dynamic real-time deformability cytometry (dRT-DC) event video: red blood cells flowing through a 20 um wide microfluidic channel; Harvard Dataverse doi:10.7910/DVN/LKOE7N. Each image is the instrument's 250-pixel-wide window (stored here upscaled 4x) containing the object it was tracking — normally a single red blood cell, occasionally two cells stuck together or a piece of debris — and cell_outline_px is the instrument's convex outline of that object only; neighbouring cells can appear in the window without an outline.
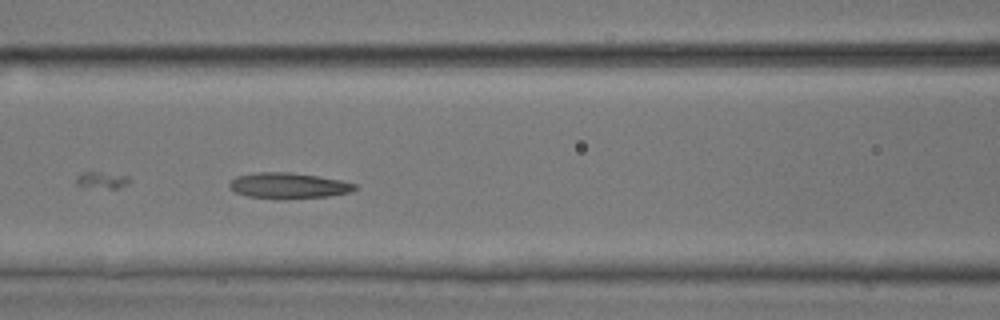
{"species": "common noctule bat (a hibernating species)", "species_latin": "Nyctalus noctula", "temperature_condition": "room temperature", "stored_images_in_passage": 18, "camera_frame_rate_fps": 3000, "um_per_image_px": 0.085, "animal": {"sex": "male", "body_mass_g": 17.9, "forearm_length_mm": 54.2}, "frame": {"image": 1, "passage_image": 8, "time_ms": 2.333, "image_size_px": [1000, 320], "cell_outline_px": [[356, 188], [352, 192], [328, 196], [280, 200], [248, 196], [236, 192], [228, 184], [236, 176], [256, 172], [288, 172], [316, 176], [340, 180], [356, 184]], "centroid_in_image_um": [24.52, 15.79], "position_along_channel_um": 142.1, "area_um2": 18.84}}
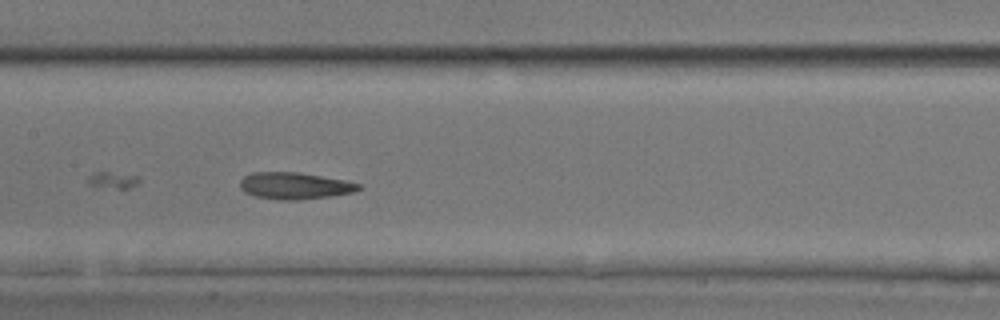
{"frame": {"image": 2, "passage_image": 11, "time_ms": 3.333, "image_size_px": [1000, 320], "cell_outline_px": [[360, 188], [352, 192], [328, 196], [300, 200], [280, 200], [256, 196], [244, 192], [240, 188], [240, 180], [244, 176], [252, 172], [296, 172], [344, 180], [360, 184]], "centroid_in_image_um": [24.98, 15.79], "position_along_channel_um": 182.4, "area_um2": 18.26}}
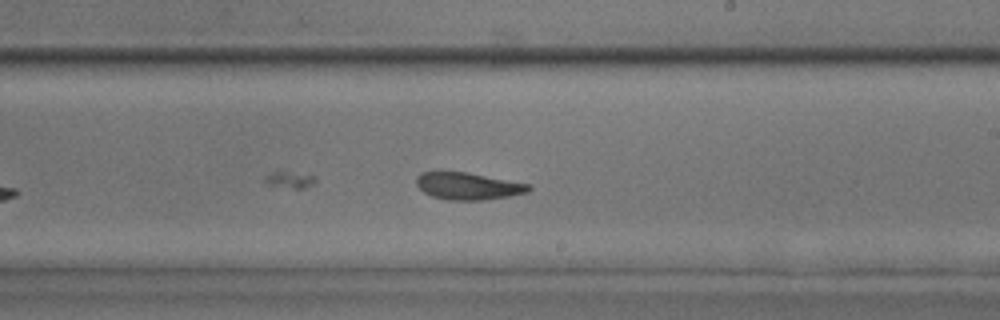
{"frame": {"image": 3, "passage_image": 16, "time_ms": 5.0, "image_size_px": [1000, 320], "cell_outline_px": [[532, 188], [528, 192], [508, 196], [484, 200], [448, 200], [432, 196], [424, 192], [416, 184], [416, 176], [420, 172], [440, 168], [464, 172], [532, 184]], "centroid_in_image_um": [39.72, 15.77], "position_along_channel_um": 249.3, "area_um2": 18.32}}